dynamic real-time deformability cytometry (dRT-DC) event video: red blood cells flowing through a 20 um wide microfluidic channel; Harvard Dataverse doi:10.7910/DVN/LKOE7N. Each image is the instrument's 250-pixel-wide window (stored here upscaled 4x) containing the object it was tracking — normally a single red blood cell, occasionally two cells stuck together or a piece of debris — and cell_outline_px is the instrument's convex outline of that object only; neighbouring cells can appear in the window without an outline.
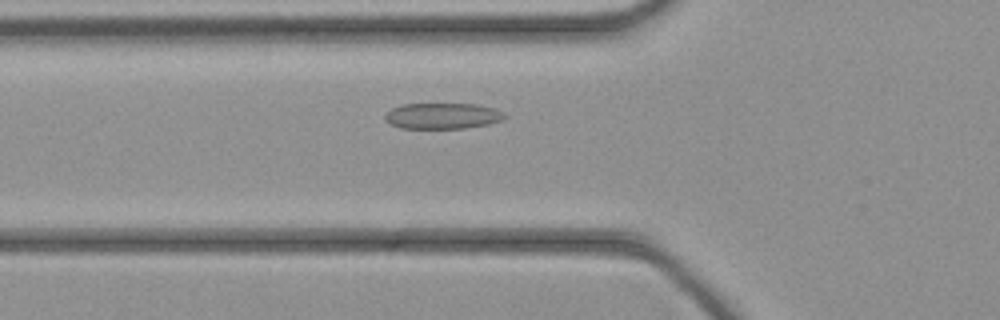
{"species": "common noctule bat (a hibernating species)", "species_latin": "Nyctalus noctula", "temperature_condition": "cold", "stored_images_in_passage": 40, "camera_frame_rate_fps": 3000, "um_per_image_px": 0.085, "animal": {"sex": "female", "body_mass_g": 21.9}, "frame": {"image": 1, "passage_image": 11, "time_ms": 3.333, "image_size_px": [1000, 320], "cell_outline_px": [[508, 116], [500, 120], [488, 124], [464, 128], [400, 128], [384, 120], [384, 112], [392, 108], [404, 104], [480, 104], [496, 108], [504, 112]], "centroid_in_image_um": [37.62, 9.84], "position_along_channel_um": 88.2, "area_um2": 18.21}}
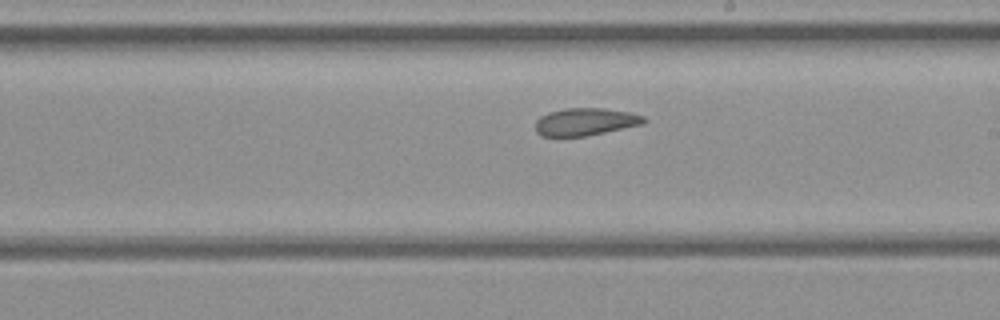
{"frame": {"image": 2, "passage_image": 21, "time_ms": 6.667, "image_size_px": [1000, 320], "cell_outline_px": [[648, 120], [644, 124], [584, 136], [540, 136], [536, 132], [536, 120], [540, 116], [548, 112], [568, 108], [604, 108], [628, 112], [644, 116]], "centroid_in_image_um": [49.76, 10.35], "position_along_channel_um": 239.2, "area_um2": 17.34}}
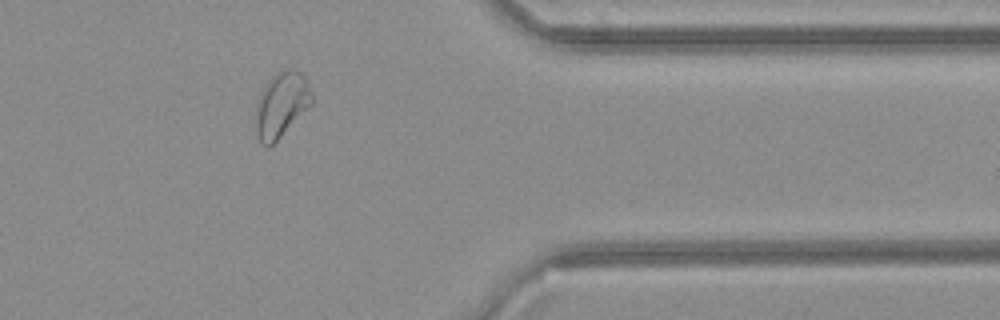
{"frame": {"image": 3, "passage_image": 32, "time_ms": 10.333, "image_size_px": [1000, 320], "cell_outline_px": [[312, 104], [268, 148], [260, 140], [256, 132], [256, 112], [260, 92], [264, 84], [280, 68], [292, 68], [300, 72], [308, 80], [312, 96]], "centroid_in_image_um": [23.93, 8.83], "position_along_channel_um": 387.5, "area_um2": 21.15}}